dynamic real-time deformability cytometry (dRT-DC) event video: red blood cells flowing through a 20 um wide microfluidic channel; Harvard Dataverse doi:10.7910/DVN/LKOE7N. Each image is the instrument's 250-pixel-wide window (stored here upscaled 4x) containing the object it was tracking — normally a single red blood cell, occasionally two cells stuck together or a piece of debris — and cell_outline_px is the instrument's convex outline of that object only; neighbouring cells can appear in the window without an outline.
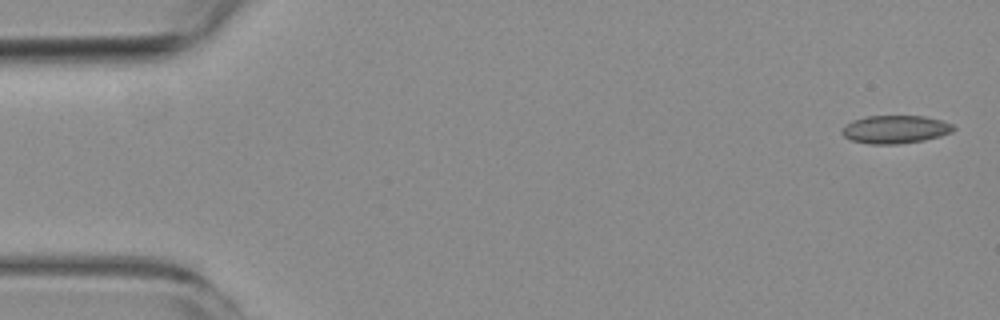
{"species": "common noctule bat (a hibernating species)", "species_latin": "Nyctalus noctula", "temperature_condition": "room temperature", "stored_images_in_passage": 3, "segment_of_instrument_passage": [2, 2], "camera_frame_rate_fps": 3000, "um_per_image_px": 0.085, "animal": {"sex": "female", "body_mass_g": 19.3, "forearm_length_mm": 54.1}, "frame": {"image": 1, "passage_image": 3, "time_ms": 3.667, "image_size_px": [1000, 320], "cell_outline_px": [[956, 128], [952, 132], [940, 136], [924, 140], [896, 144], [868, 144], [852, 140], [844, 136], [840, 132], [852, 120], [868, 116], [924, 116], [940, 120], [952, 124]], "centroid_in_image_um": [76.11, 11.0], "position_along_channel_um": 8.9, "area_um2": 18.09}}